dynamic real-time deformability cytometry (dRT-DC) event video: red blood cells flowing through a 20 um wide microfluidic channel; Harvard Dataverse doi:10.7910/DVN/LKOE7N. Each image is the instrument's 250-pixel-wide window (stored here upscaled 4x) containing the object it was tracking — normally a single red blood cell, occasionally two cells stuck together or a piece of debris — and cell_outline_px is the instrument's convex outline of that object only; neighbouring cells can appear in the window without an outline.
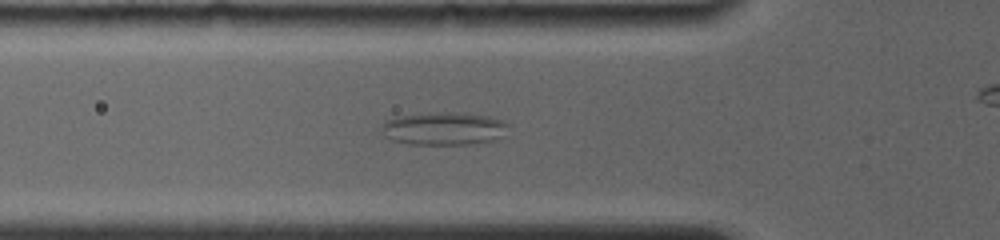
{"species": "common noctule bat (a hibernating species)", "species_latin": "Nyctalus noctula", "temperature_condition": "room temperature", "stored_images_in_passage": 21, "segment_of_instrument_passage": [1, 2], "camera_frame_rate_fps": 4000, "um_per_image_px": 0.085, "animal": {"sex": "female", "body_mass_g": 19.0, "forearm_length_mm": 56.7}, "frame": {"image": 1, "passage_image": 12, "time_ms": 5.75, "image_size_px": [1000, 240], "cell_outline_px": [[512, 124], [500, 136], [492, 140], [468, 144], [412, 144], [392, 140], [384, 136], [380, 128], [380, 124], [388, 120], [400, 116], [448, 112], [464, 112], [488, 116], [504, 120]], "centroid_in_image_um": [37.74, 10.92], "position_along_channel_um": 88.1, "area_um2": 24.22}}
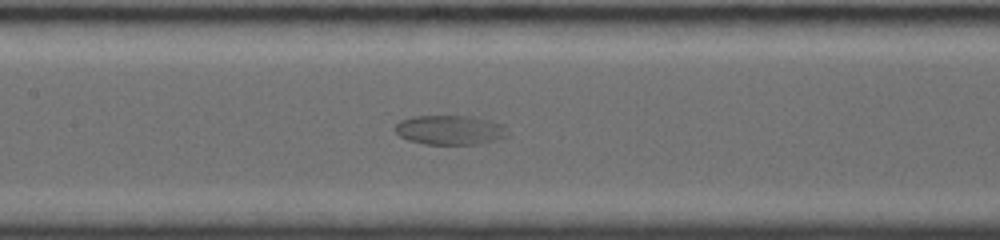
{"frame": {"image": 2, "passage_image": 16, "time_ms": 8.0, "image_size_px": [1000, 240], "cell_outline_px": [[508, 136], [492, 140], [472, 144], [424, 144], [408, 140], [400, 136], [396, 132], [396, 124], [400, 120], [412, 116], [472, 116], [504, 124]], "centroid_in_image_um": [38.22, 11.04], "position_along_channel_um": 169.2, "area_um2": 19.13}}
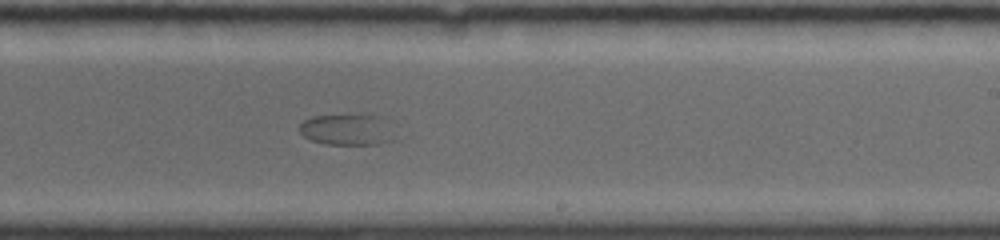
{"frame": {"image": 3, "passage_image": 20, "time_ms": 10.5, "image_size_px": [1000, 240], "cell_outline_px": [[392, 140], [376, 144], [324, 144], [312, 140], [304, 136], [300, 132], [300, 124], [304, 120], [312, 116], [380, 116]], "centroid_in_image_um": [29.36, 11.04], "position_along_channel_um": 259.6, "area_um2": 16.24}}